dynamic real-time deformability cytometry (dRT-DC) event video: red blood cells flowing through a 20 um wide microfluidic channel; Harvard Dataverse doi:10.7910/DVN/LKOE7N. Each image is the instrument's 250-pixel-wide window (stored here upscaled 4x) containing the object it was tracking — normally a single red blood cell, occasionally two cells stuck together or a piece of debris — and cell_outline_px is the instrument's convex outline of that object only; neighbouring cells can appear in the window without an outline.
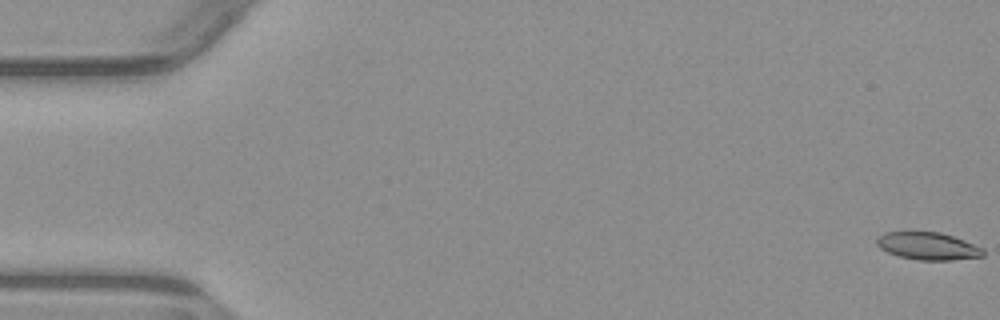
{"species": "common noctule bat (a hibernating species)", "species_latin": "Nyctalus noctula", "temperature_condition": "warm", "stored_images_in_passage": 5, "camera_frame_rate_fps": 3000, "um_per_image_px": 0.085, "animal": {"sex": "male", "body_mass_g": 23.1, "forearm_length_mm": 52.7}, "frame": {"image": 1, "passage_image": 1, "time_ms": 0.0, "image_size_px": [1000, 320], "cell_outline_px": [[984, 256], [952, 260], [916, 260], [900, 256], [888, 252], [880, 248], [876, 244], [876, 236], [884, 232], [940, 232], [964, 240], [984, 248]], "centroid_in_image_um": [78.86, 20.91], "position_along_channel_um": 6.1, "area_um2": 17.11}}
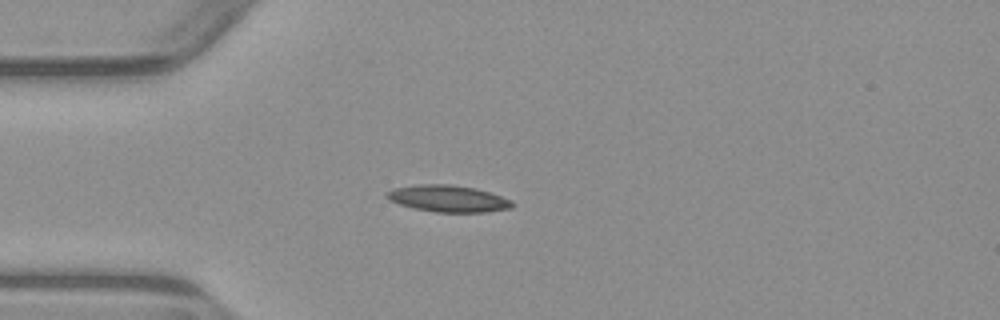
{"frame": {"image": 2, "passage_image": 5, "time_ms": 4.667, "image_size_px": [1000, 320], "cell_outline_px": [[512, 208], [488, 212], [436, 212], [416, 208], [400, 204], [388, 200], [384, 196], [384, 192], [392, 188], [420, 184], [448, 184], [476, 188], [512, 200]], "centroid_in_image_um": [38.04, 16.87], "position_along_channel_um": 47.0, "area_um2": 19.54}}